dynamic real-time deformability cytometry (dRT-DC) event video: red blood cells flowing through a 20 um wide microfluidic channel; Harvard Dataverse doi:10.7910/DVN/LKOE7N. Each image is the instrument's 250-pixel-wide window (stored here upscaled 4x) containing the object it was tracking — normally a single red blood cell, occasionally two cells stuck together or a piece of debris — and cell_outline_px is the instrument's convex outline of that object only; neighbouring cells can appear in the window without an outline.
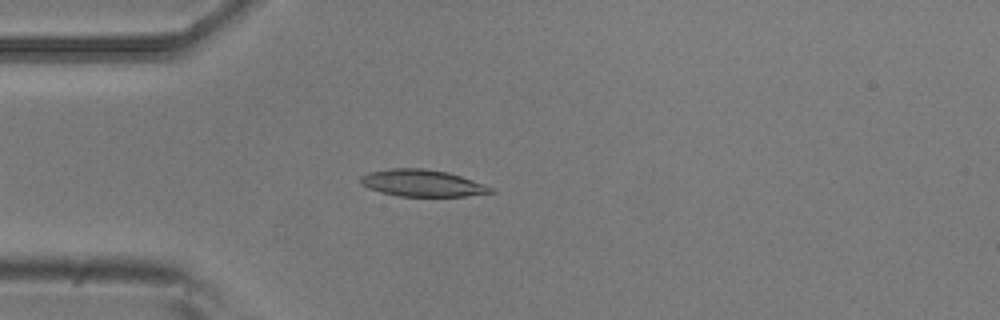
{"species": "common noctule bat (a hibernating species)", "species_latin": "Nyctalus noctula", "temperature_condition": "room temperature", "stored_images_in_passage": 4, "camera_frame_rate_fps": 3000, "um_per_image_px": 0.085, "animal": {"sex": "male", "body_mass_g": 20.5, "forearm_length_mm": 52.5}, "frame": {"image": 1, "passage_image": 4, "time_ms": 1.0, "image_size_px": [1000, 320], "cell_outline_px": [[496, 192], [464, 196], [400, 196], [380, 192], [360, 184], [360, 176], [368, 172], [392, 168], [424, 168], [448, 172], [484, 184], [492, 188]], "centroid_in_image_um": [35.87, 15.56], "position_along_channel_um": 49.1, "area_um2": 20.29}}